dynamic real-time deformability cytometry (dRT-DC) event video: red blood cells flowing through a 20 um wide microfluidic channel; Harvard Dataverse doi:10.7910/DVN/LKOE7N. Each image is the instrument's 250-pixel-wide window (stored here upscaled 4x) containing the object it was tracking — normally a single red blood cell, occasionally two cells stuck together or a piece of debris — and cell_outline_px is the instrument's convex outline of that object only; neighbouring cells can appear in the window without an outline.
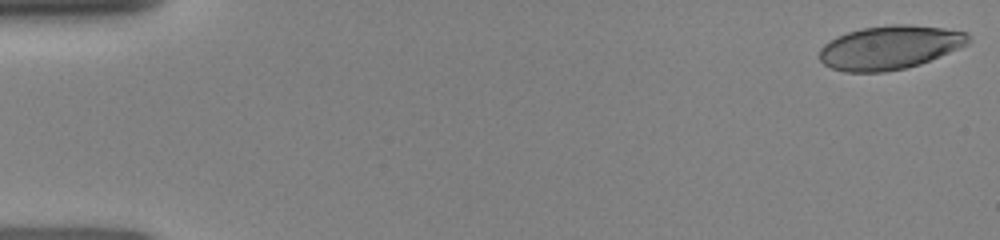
{"species": "human", "species_latin": "Homo sapiens", "temperature_condition": "room temperature", "stored_images_in_passage": 10, "camera_frame_rate_fps": 3000, "um_per_image_px": 0.085, "donor": {"sex": "female"}, "frame": {"image": 1, "passage_image": 1, "time_ms": 0.0, "image_size_px": [1000, 240], "cell_outline_px": [[972, 40], [968, 44], [920, 64], [904, 68], [884, 72], [844, 72], [832, 68], [824, 64], [820, 60], [820, 48], [824, 44], [836, 36], [860, 28], [888, 24], [912, 24], [944, 28], [968, 32], [972, 36]], "centroid_in_image_um": [75.65, 4.02], "position_along_channel_um": 9.4, "area_um2": 38.21}}
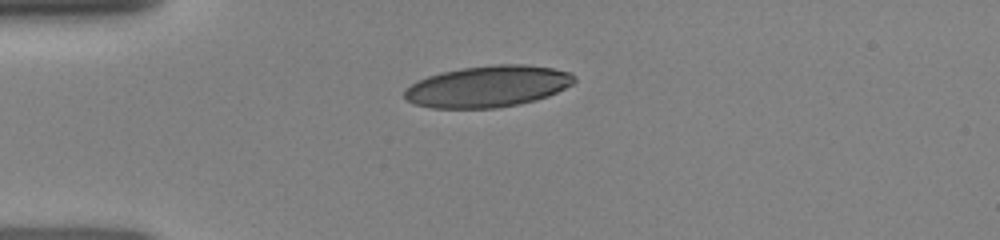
{"frame": {"image": 2, "passage_image": 6, "time_ms": 3.667, "image_size_px": [1000, 240], "cell_outline_px": [[576, 80], [572, 84], [548, 96], [536, 100], [520, 104], [496, 108], [432, 108], [416, 104], [404, 100], [404, 88], [428, 76], [440, 72], [460, 68], [496, 64], [524, 64], [552, 68], [572, 72], [576, 76]], "centroid_in_image_um": [41.47, 7.34], "position_along_channel_um": 43.5, "area_um2": 41.21}}
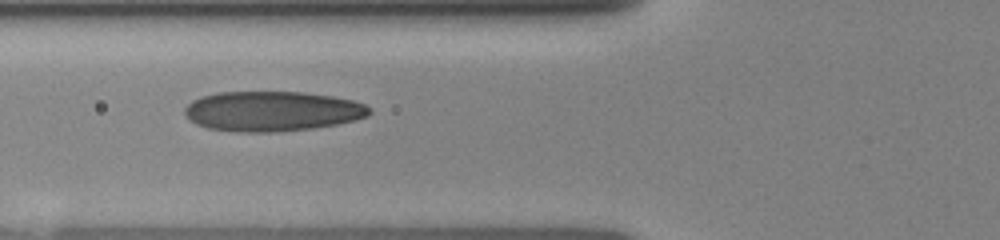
{"frame": {"image": 3, "passage_image": 9, "time_ms": 5.667, "image_size_px": [1000, 240], "cell_outline_px": [[372, 112], [368, 116], [356, 120], [336, 124], [312, 128], [280, 132], [240, 132], [208, 128], [196, 124], [188, 120], [184, 116], [184, 108], [192, 100], [200, 96], [220, 92], [304, 92], [332, 96], [352, 100], [364, 104]], "centroid_in_image_um": [23.1, 9.45], "position_along_channel_um": 102.7, "area_um2": 43.29}}